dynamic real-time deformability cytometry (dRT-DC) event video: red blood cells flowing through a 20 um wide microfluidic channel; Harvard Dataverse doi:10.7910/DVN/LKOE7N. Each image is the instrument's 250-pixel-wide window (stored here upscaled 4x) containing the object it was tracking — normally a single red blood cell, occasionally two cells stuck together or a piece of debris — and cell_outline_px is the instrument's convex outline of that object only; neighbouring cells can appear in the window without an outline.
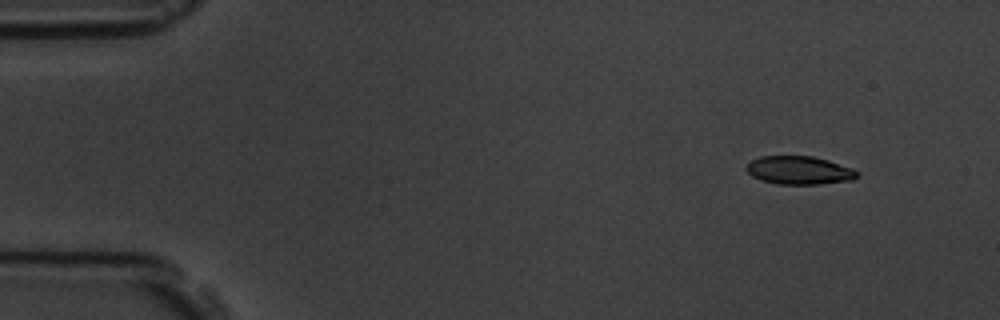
{"species": "common noctule bat (a hibernating species)", "species_latin": "Nyctalus noctula", "temperature_condition": "room temperature", "stored_images_in_passage": 5, "camera_frame_rate_fps": 3000, "um_per_image_px": 0.085, "animal": {"sex": "male", "body_mass_g": 19.5, "forearm_length_mm": 54.6}, "frame": {"image": 1, "passage_image": 2, "time_ms": 1.333, "image_size_px": [1000, 320], "cell_outline_px": [[860, 176], [852, 180], [820, 184], [776, 184], [760, 180], [752, 176], [744, 168], [752, 160], [760, 156], [812, 156], [828, 160], [852, 168], [860, 172]], "centroid_in_image_um": [67.95, 14.48], "position_along_channel_um": 17.1, "area_um2": 18.38}}